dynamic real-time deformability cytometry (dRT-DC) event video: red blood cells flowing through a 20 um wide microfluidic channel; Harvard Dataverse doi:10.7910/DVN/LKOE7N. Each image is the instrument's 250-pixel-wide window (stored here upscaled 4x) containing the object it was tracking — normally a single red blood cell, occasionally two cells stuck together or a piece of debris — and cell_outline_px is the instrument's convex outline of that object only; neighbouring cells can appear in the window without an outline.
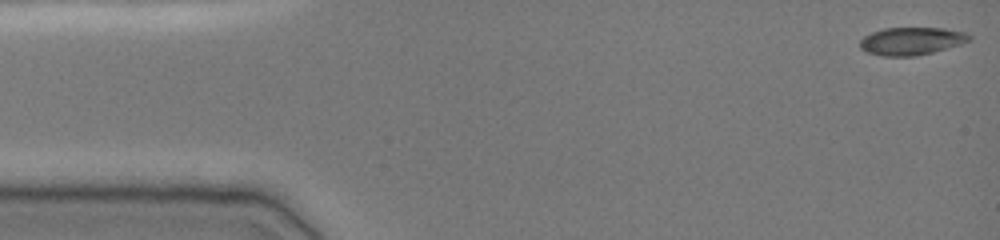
{"species": "common noctule bat (a hibernating species)", "species_latin": "Nyctalus noctula", "temperature_condition": "cold", "stored_images_in_passage": 45, "camera_frame_rate_fps": 3000, "um_per_image_px": 0.085, "animal": {"sex": "female", "body_mass_g": 19.0, "forearm_length_mm": 51.5}, "frame": {"image": 1, "passage_image": 1, "time_ms": 0.0, "image_size_px": [1000, 240], "cell_outline_px": [[972, 40], [960, 44], [932, 52], [916, 56], [880, 56], [868, 52], [860, 48], [860, 40], [864, 36], [872, 32], [884, 28], [944, 28], [964, 32], [972, 36]], "centroid_in_image_um": [77.47, 3.49], "position_along_channel_um": 7.5, "area_um2": 17.63}}
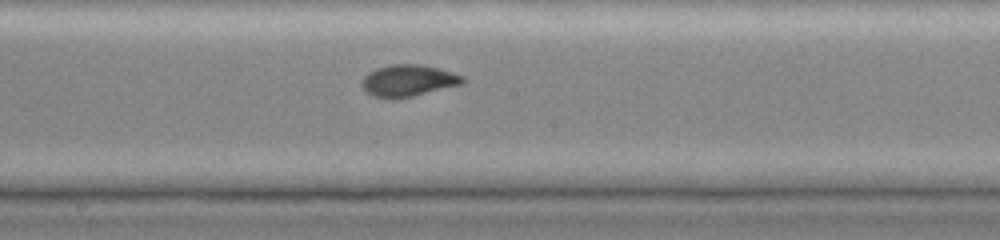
{"frame": {"image": 2, "passage_image": 26, "time_ms": 8.333, "image_size_px": [1000, 240], "cell_outline_px": [[468, 80], [464, 84], [412, 96], [372, 96], [360, 84], [364, 76], [368, 72], [376, 68], [392, 64], [420, 64], [452, 72], [464, 76]], "centroid_in_image_um": [34.76, 6.81], "position_along_channel_um": 213.4, "area_um2": 18.26}}
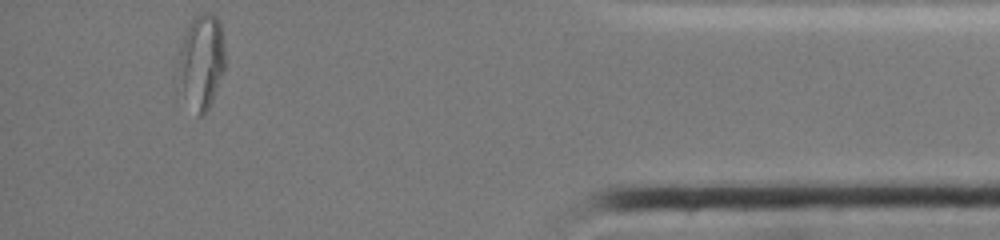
{"frame": {"image": 3, "passage_image": 45, "time_ms": 14.667, "image_size_px": [1000, 240], "cell_outline_px": [[224, 68], [212, 100], [204, 116], [200, 116], [176, 92], [176, 88], [180, 52], [184, 36], [188, 24], [200, 12], [208, 12], [216, 16], [220, 20], [224, 48]], "centroid_in_image_um": [17.07, 5.27], "position_along_channel_um": 418.1, "area_um2": 26.18}, "authors_computed_cell_mechanics": {"area_um2": 18.1492, "velocity_mm_per_s": 3.8505, "shape_relaxation_time_tau1_ms": 7.2493, "shape_relaxation_time_tau2_ms": null, "deformation_change_tau1": 0.2406, "deformation_change_tau2": null}}